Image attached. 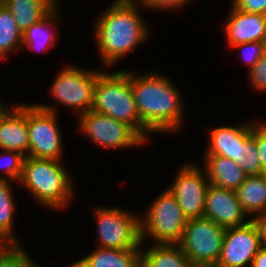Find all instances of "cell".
Instances as JSON below:
<instances>
[{
  "label": "cell",
  "mask_w": 266,
  "mask_h": 267,
  "mask_svg": "<svg viewBox=\"0 0 266 267\" xmlns=\"http://www.w3.org/2000/svg\"><path fill=\"white\" fill-rule=\"evenodd\" d=\"M129 71L132 93L141 120V137L148 142L150 134L173 135L183 128L182 93L169 76L160 71L138 74Z\"/></svg>",
  "instance_id": "cell-1"
},
{
  "label": "cell",
  "mask_w": 266,
  "mask_h": 267,
  "mask_svg": "<svg viewBox=\"0 0 266 267\" xmlns=\"http://www.w3.org/2000/svg\"><path fill=\"white\" fill-rule=\"evenodd\" d=\"M140 9L137 3H111L97 15L92 35L100 55V67L112 68L148 40L150 27Z\"/></svg>",
  "instance_id": "cell-2"
},
{
  "label": "cell",
  "mask_w": 266,
  "mask_h": 267,
  "mask_svg": "<svg viewBox=\"0 0 266 267\" xmlns=\"http://www.w3.org/2000/svg\"><path fill=\"white\" fill-rule=\"evenodd\" d=\"M70 174L63 161L27 156L18 185L40 206L63 211L74 200V178Z\"/></svg>",
  "instance_id": "cell-3"
},
{
  "label": "cell",
  "mask_w": 266,
  "mask_h": 267,
  "mask_svg": "<svg viewBox=\"0 0 266 267\" xmlns=\"http://www.w3.org/2000/svg\"><path fill=\"white\" fill-rule=\"evenodd\" d=\"M92 110L131 126L141 136L129 70L101 71L97 77Z\"/></svg>",
  "instance_id": "cell-4"
},
{
  "label": "cell",
  "mask_w": 266,
  "mask_h": 267,
  "mask_svg": "<svg viewBox=\"0 0 266 267\" xmlns=\"http://www.w3.org/2000/svg\"><path fill=\"white\" fill-rule=\"evenodd\" d=\"M145 213L140 214L141 244L146 238L152 239V244H178L181 241L188 219L167 187L154 198Z\"/></svg>",
  "instance_id": "cell-5"
},
{
  "label": "cell",
  "mask_w": 266,
  "mask_h": 267,
  "mask_svg": "<svg viewBox=\"0 0 266 267\" xmlns=\"http://www.w3.org/2000/svg\"><path fill=\"white\" fill-rule=\"evenodd\" d=\"M57 108L49 103L27 104L28 157L64 161L63 134L59 127Z\"/></svg>",
  "instance_id": "cell-6"
},
{
  "label": "cell",
  "mask_w": 266,
  "mask_h": 267,
  "mask_svg": "<svg viewBox=\"0 0 266 267\" xmlns=\"http://www.w3.org/2000/svg\"><path fill=\"white\" fill-rule=\"evenodd\" d=\"M64 66L50 84L49 95L58 105L71 108L78 117L92 110L97 77L104 69Z\"/></svg>",
  "instance_id": "cell-7"
},
{
  "label": "cell",
  "mask_w": 266,
  "mask_h": 267,
  "mask_svg": "<svg viewBox=\"0 0 266 267\" xmlns=\"http://www.w3.org/2000/svg\"><path fill=\"white\" fill-rule=\"evenodd\" d=\"M99 248H141L140 214L122 207L94 208Z\"/></svg>",
  "instance_id": "cell-8"
},
{
  "label": "cell",
  "mask_w": 266,
  "mask_h": 267,
  "mask_svg": "<svg viewBox=\"0 0 266 267\" xmlns=\"http://www.w3.org/2000/svg\"><path fill=\"white\" fill-rule=\"evenodd\" d=\"M225 231L226 228L207 218L189 219L178 245L196 267H215Z\"/></svg>",
  "instance_id": "cell-9"
},
{
  "label": "cell",
  "mask_w": 266,
  "mask_h": 267,
  "mask_svg": "<svg viewBox=\"0 0 266 267\" xmlns=\"http://www.w3.org/2000/svg\"><path fill=\"white\" fill-rule=\"evenodd\" d=\"M77 129L104 149L138 148L147 142L128 124L93 110L77 117Z\"/></svg>",
  "instance_id": "cell-10"
},
{
  "label": "cell",
  "mask_w": 266,
  "mask_h": 267,
  "mask_svg": "<svg viewBox=\"0 0 266 267\" xmlns=\"http://www.w3.org/2000/svg\"><path fill=\"white\" fill-rule=\"evenodd\" d=\"M173 183L167 186L177 199L185 217L189 219L204 217L205 196L210 181L205 169L198 162H186L178 168Z\"/></svg>",
  "instance_id": "cell-11"
},
{
  "label": "cell",
  "mask_w": 266,
  "mask_h": 267,
  "mask_svg": "<svg viewBox=\"0 0 266 267\" xmlns=\"http://www.w3.org/2000/svg\"><path fill=\"white\" fill-rule=\"evenodd\" d=\"M260 248V234L252 219L245 225L226 228L215 267H251Z\"/></svg>",
  "instance_id": "cell-12"
},
{
  "label": "cell",
  "mask_w": 266,
  "mask_h": 267,
  "mask_svg": "<svg viewBox=\"0 0 266 267\" xmlns=\"http://www.w3.org/2000/svg\"><path fill=\"white\" fill-rule=\"evenodd\" d=\"M204 218L224 228L242 226L251 220L243 211L236 191L211 184L205 196Z\"/></svg>",
  "instance_id": "cell-13"
},
{
  "label": "cell",
  "mask_w": 266,
  "mask_h": 267,
  "mask_svg": "<svg viewBox=\"0 0 266 267\" xmlns=\"http://www.w3.org/2000/svg\"><path fill=\"white\" fill-rule=\"evenodd\" d=\"M27 103L3 106L0 110V150L28 156Z\"/></svg>",
  "instance_id": "cell-14"
},
{
  "label": "cell",
  "mask_w": 266,
  "mask_h": 267,
  "mask_svg": "<svg viewBox=\"0 0 266 267\" xmlns=\"http://www.w3.org/2000/svg\"><path fill=\"white\" fill-rule=\"evenodd\" d=\"M224 22L225 39L229 48L246 42L262 41L266 27V15L243 12L230 4Z\"/></svg>",
  "instance_id": "cell-15"
},
{
  "label": "cell",
  "mask_w": 266,
  "mask_h": 267,
  "mask_svg": "<svg viewBox=\"0 0 266 267\" xmlns=\"http://www.w3.org/2000/svg\"><path fill=\"white\" fill-rule=\"evenodd\" d=\"M208 134L204 155H220L238 164L239 145L251 134V121L215 126L209 128Z\"/></svg>",
  "instance_id": "cell-16"
},
{
  "label": "cell",
  "mask_w": 266,
  "mask_h": 267,
  "mask_svg": "<svg viewBox=\"0 0 266 267\" xmlns=\"http://www.w3.org/2000/svg\"><path fill=\"white\" fill-rule=\"evenodd\" d=\"M203 169L211 185L236 191L246 178L243 169L233 160L220 155H205Z\"/></svg>",
  "instance_id": "cell-17"
},
{
  "label": "cell",
  "mask_w": 266,
  "mask_h": 267,
  "mask_svg": "<svg viewBox=\"0 0 266 267\" xmlns=\"http://www.w3.org/2000/svg\"><path fill=\"white\" fill-rule=\"evenodd\" d=\"M60 5L58 4L48 15L37 23L32 24L22 33V49L27 48L32 52H45L56 46L58 23L60 20ZM60 8V9H59ZM55 29V30H53ZM55 31V33H54ZM56 36V37H55Z\"/></svg>",
  "instance_id": "cell-18"
},
{
  "label": "cell",
  "mask_w": 266,
  "mask_h": 267,
  "mask_svg": "<svg viewBox=\"0 0 266 267\" xmlns=\"http://www.w3.org/2000/svg\"><path fill=\"white\" fill-rule=\"evenodd\" d=\"M141 259V248H94L88 255L67 267H136Z\"/></svg>",
  "instance_id": "cell-19"
},
{
  "label": "cell",
  "mask_w": 266,
  "mask_h": 267,
  "mask_svg": "<svg viewBox=\"0 0 266 267\" xmlns=\"http://www.w3.org/2000/svg\"><path fill=\"white\" fill-rule=\"evenodd\" d=\"M59 3L58 0H6L4 6L10 11L18 29L23 33L32 24L42 20Z\"/></svg>",
  "instance_id": "cell-20"
},
{
  "label": "cell",
  "mask_w": 266,
  "mask_h": 267,
  "mask_svg": "<svg viewBox=\"0 0 266 267\" xmlns=\"http://www.w3.org/2000/svg\"><path fill=\"white\" fill-rule=\"evenodd\" d=\"M236 194L251 219L266 213V184L262 175L246 176Z\"/></svg>",
  "instance_id": "cell-21"
},
{
  "label": "cell",
  "mask_w": 266,
  "mask_h": 267,
  "mask_svg": "<svg viewBox=\"0 0 266 267\" xmlns=\"http://www.w3.org/2000/svg\"><path fill=\"white\" fill-rule=\"evenodd\" d=\"M141 244V259L149 267H196L178 244Z\"/></svg>",
  "instance_id": "cell-22"
},
{
  "label": "cell",
  "mask_w": 266,
  "mask_h": 267,
  "mask_svg": "<svg viewBox=\"0 0 266 267\" xmlns=\"http://www.w3.org/2000/svg\"><path fill=\"white\" fill-rule=\"evenodd\" d=\"M11 182L13 183L10 180L0 179V241L3 244H20L17 234L14 233L17 205Z\"/></svg>",
  "instance_id": "cell-23"
},
{
  "label": "cell",
  "mask_w": 266,
  "mask_h": 267,
  "mask_svg": "<svg viewBox=\"0 0 266 267\" xmlns=\"http://www.w3.org/2000/svg\"><path fill=\"white\" fill-rule=\"evenodd\" d=\"M22 49V32L5 6H0V60Z\"/></svg>",
  "instance_id": "cell-24"
},
{
  "label": "cell",
  "mask_w": 266,
  "mask_h": 267,
  "mask_svg": "<svg viewBox=\"0 0 266 267\" xmlns=\"http://www.w3.org/2000/svg\"><path fill=\"white\" fill-rule=\"evenodd\" d=\"M238 165L247 176L262 175L264 171L253 138V120H251V134L239 145Z\"/></svg>",
  "instance_id": "cell-25"
},
{
  "label": "cell",
  "mask_w": 266,
  "mask_h": 267,
  "mask_svg": "<svg viewBox=\"0 0 266 267\" xmlns=\"http://www.w3.org/2000/svg\"><path fill=\"white\" fill-rule=\"evenodd\" d=\"M35 264L22 244H3L0 248V267H33Z\"/></svg>",
  "instance_id": "cell-26"
},
{
  "label": "cell",
  "mask_w": 266,
  "mask_h": 267,
  "mask_svg": "<svg viewBox=\"0 0 266 267\" xmlns=\"http://www.w3.org/2000/svg\"><path fill=\"white\" fill-rule=\"evenodd\" d=\"M0 179L10 180L18 183L21 174L25 156L16 151L0 150Z\"/></svg>",
  "instance_id": "cell-27"
},
{
  "label": "cell",
  "mask_w": 266,
  "mask_h": 267,
  "mask_svg": "<svg viewBox=\"0 0 266 267\" xmlns=\"http://www.w3.org/2000/svg\"><path fill=\"white\" fill-rule=\"evenodd\" d=\"M231 49H240V57L247 64L248 71L261 59L266 52L265 45L262 41L246 42L236 46H232Z\"/></svg>",
  "instance_id": "cell-28"
},
{
  "label": "cell",
  "mask_w": 266,
  "mask_h": 267,
  "mask_svg": "<svg viewBox=\"0 0 266 267\" xmlns=\"http://www.w3.org/2000/svg\"><path fill=\"white\" fill-rule=\"evenodd\" d=\"M248 81L253 90L266 92V52L261 59L249 70Z\"/></svg>",
  "instance_id": "cell-29"
},
{
  "label": "cell",
  "mask_w": 266,
  "mask_h": 267,
  "mask_svg": "<svg viewBox=\"0 0 266 267\" xmlns=\"http://www.w3.org/2000/svg\"><path fill=\"white\" fill-rule=\"evenodd\" d=\"M253 138L263 170L266 168V120H253Z\"/></svg>",
  "instance_id": "cell-30"
},
{
  "label": "cell",
  "mask_w": 266,
  "mask_h": 267,
  "mask_svg": "<svg viewBox=\"0 0 266 267\" xmlns=\"http://www.w3.org/2000/svg\"><path fill=\"white\" fill-rule=\"evenodd\" d=\"M190 2V0H139L137 4L145 10H157L168 11L174 9L184 8V6ZM159 9V10H158Z\"/></svg>",
  "instance_id": "cell-31"
},
{
  "label": "cell",
  "mask_w": 266,
  "mask_h": 267,
  "mask_svg": "<svg viewBox=\"0 0 266 267\" xmlns=\"http://www.w3.org/2000/svg\"><path fill=\"white\" fill-rule=\"evenodd\" d=\"M232 4L243 12L266 15V0H232Z\"/></svg>",
  "instance_id": "cell-32"
},
{
  "label": "cell",
  "mask_w": 266,
  "mask_h": 267,
  "mask_svg": "<svg viewBox=\"0 0 266 267\" xmlns=\"http://www.w3.org/2000/svg\"><path fill=\"white\" fill-rule=\"evenodd\" d=\"M256 224L259 234H260V241L261 247L266 248V213L259 215L252 219Z\"/></svg>",
  "instance_id": "cell-33"
},
{
  "label": "cell",
  "mask_w": 266,
  "mask_h": 267,
  "mask_svg": "<svg viewBox=\"0 0 266 267\" xmlns=\"http://www.w3.org/2000/svg\"><path fill=\"white\" fill-rule=\"evenodd\" d=\"M251 267H266V248L261 247L253 258Z\"/></svg>",
  "instance_id": "cell-34"
},
{
  "label": "cell",
  "mask_w": 266,
  "mask_h": 267,
  "mask_svg": "<svg viewBox=\"0 0 266 267\" xmlns=\"http://www.w3.org/2000/svg\"><path fill=\"white\" fill-rule=\"evenodd\" d=\"M139 0H113L112 3H137Z\"/></svg>",
  "instance_id": "cell-35"
},
{
  "label": "cell",
  "mask_w": 266,
  "mask_h": 267,
  "mask_svg": "<svg viewBox=\"0 0 266 267\" xmlns=\"http://www.w3.org/2000/svg\"><path fill=\"white\" fill-rule=\"evenodd\" d=\"M136 267H149L142 259H140L137 263Z\"/></svg>",
  "instance_id": "cell-36"
},
{
  "label": "cell",
  "mask_w": 266,
  "mask_h": 267,
  "mask_svg": "<svg viewBox=\"0 0 266 267\" xmlns=\"http://www.w3.org/2000/svg\"><path fill=\"white\" fill-rule=\"evenodd\" d=\"M262 42L264 43L265 48H266V27H265V33H264V37H263Z\"/></svg>",
  "instance_id": "cell-37"
},
{
  "label": "cell",
  "mask_w": 266,
  "mask_h": 267,
  "mask_svg": "<svg viewBox=\"0 0 266 267\" xmlns=\"http://www.w3.org/2000/svg\"><path fill=\"white\" fill-rule=\"evenodd\" d=\"M4 105H6V103L3 100H1V98H0V110Z\"/></svg>",
  "instance_id": "cell-38"
},
{
  "label": "cell",
  "mask_w": 266,
  "mask_h": 267,
  "mask_svg": "<svg viewBox=\"0 0 266 267\" xmlns=\"http://www.w3.org/2000/svg\"><path fill=\"white\" fill-rule=\"evenodd\" d=\"M6 0H0V6H4Z\"/></svg>",
  "instance_id": "cell-39"
},
{
  "label": "cell",
  "mask_w": 266,
  "mask_h": 267,
  "mask_svg": "<svg viewBox=\"0 0 266 267\" xmlns=\"http://www.w3.org/2000/svg\"><path fill=\"white\" fill-rule=\"evenodd\" d=\"M262 176H263L265 184H266V173H262Z\"/></svg>",
  "instance_id": "cell-40"
},
{
  "label": "cell",
  "mask_w": 266,
  "mask_h": 267,
  "mask_svg": "<svg viewBox=\"0 0 266 267\" xmlns=\"http://www.w3.org/2000/svg\"><path fill=\"white\" fill-rule=\"evenodd\" d=\"M33 267H43V266L39 265V263H36Z\"/></svg>",
  "instance_id": "cell-41"
}]
</instances>
